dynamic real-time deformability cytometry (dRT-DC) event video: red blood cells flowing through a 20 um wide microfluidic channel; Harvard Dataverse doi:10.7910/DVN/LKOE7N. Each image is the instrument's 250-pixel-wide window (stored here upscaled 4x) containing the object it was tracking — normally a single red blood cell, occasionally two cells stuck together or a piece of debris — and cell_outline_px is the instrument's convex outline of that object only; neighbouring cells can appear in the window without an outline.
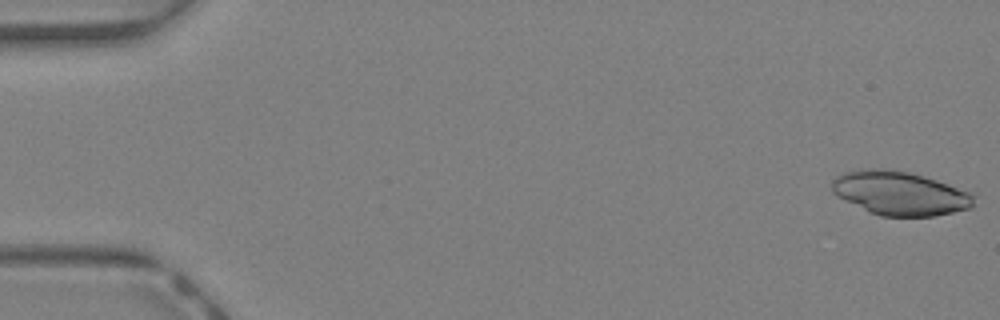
{"species": "Egyptian fruit bat (a non-hibernating species)", "species_latin": "Rousettus aegyptiacus", "temperature_condition": "warm", "stored_images_in_passage": 13, "camera_frame_rate_fps": 3000, "um_per_image_px": 0.085, "animal": {"sex": "female"}, "frame": {"image": 1, "passage_image": 1, "time_ms": 0.0, "image_size_px": [1000, 320], "cell_outline_px": [[976, 196], [972, 208], [936, 216], [880, 216], [868, 212], [836, 196], [832, 192], [832, 180], [836, 176], [860, 168], [892, 168], [924, 176], [948, 184], [968, 192]], "centroid_in_image_um": [76.47, 16.42], "position_along_channel_um": 8.5, "area_um2": 36.53}}